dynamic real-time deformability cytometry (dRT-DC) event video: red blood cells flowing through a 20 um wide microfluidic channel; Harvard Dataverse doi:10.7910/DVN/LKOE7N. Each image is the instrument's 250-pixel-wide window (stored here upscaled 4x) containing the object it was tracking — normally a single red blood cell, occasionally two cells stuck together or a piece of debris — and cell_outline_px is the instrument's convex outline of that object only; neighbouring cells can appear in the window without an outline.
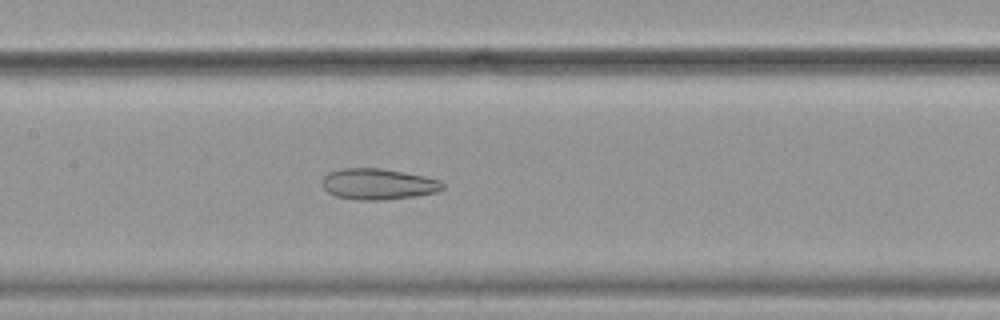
{"species": "common noctule bat (a hibernating species)", "species_latin": "Nyctalus noctula", "temperature_condition": "cold", "stored_images_in_passage": 55, "camera_frame_rate_fps": 3000, "um_per_image_px": 0.085, "animal": {"sex": "female", "body_mass_g": 19.9}, "frame": {"image": 1, "passage_image": 26, "time_ms": 8.333, "image_size_px": [1000, 320], "cell_outline_px": [[444, 188], [436, 192], [416, 196], [384, 200], [360, 200], [336, 196], [328, 192], [320, 184], [324, 176], [328, 172], [340, 168], [380, 168], [404, 172], [424, 176], [440, 180], [444, 184]], "centroid_in_image_um": [32.12, 15.64], "position_along_channel_um": 175.3, "area_um2": 21.91}}
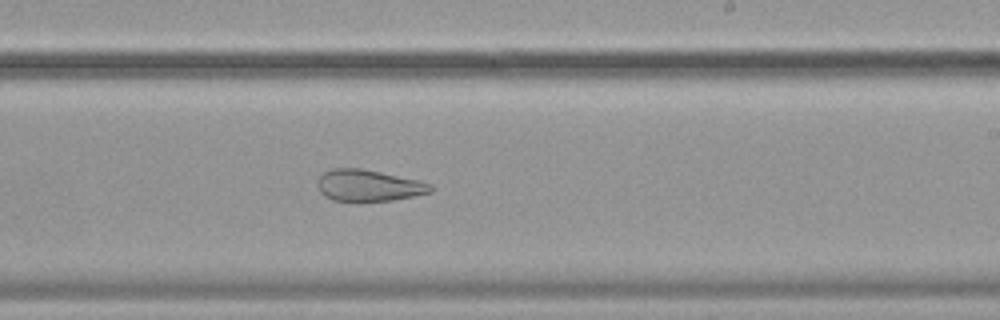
{"frame": {"image": 2, "passage_image": 33, "time_ms": 10.667, "image_size_px": [1000, 320], "cell_outline_px": [[432, 192], [392, 200], [356, 204], [352, 204], [332, 200], [324, 196], [320, 192], [316, 184], [320, 176], [324, 172], [332, 168], [360, 168], [380, 172], [416, 180], [432, 184]], "centroid_in_image_um": [31.25, 15.81], "position_along_channel_um": 257.7, "area_um2": 21.33}}
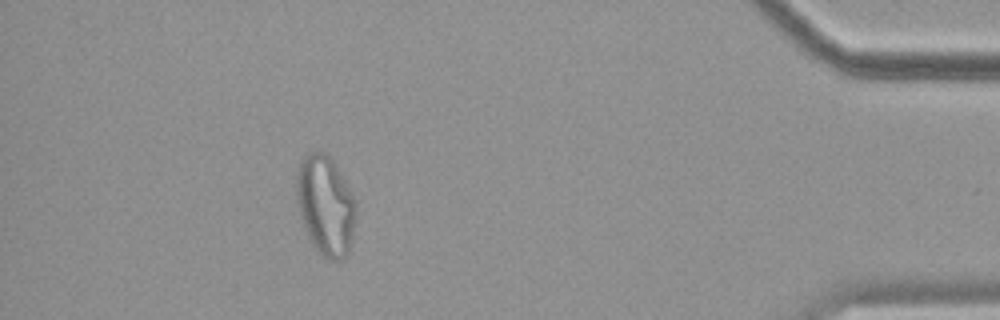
{"frame": {"image": 3, "passage_image": 50, "time_ms": 16.333, "image_size_px": [1000, 320], "cell_outline_px": [[356, 216], [352, 236], [348, 252], [344, 260], [328, 260], [312, 244], [308, 236], [300, 216], [296, 196], [296, 172], [300, 160], [308, 152], [324, 152], [336, 164], [352, 192], [356, 200]], "centroid_in_image_um": [27.67, 17.44], "position_along_channel_um": 407.5, "area_um2": 34.8}, "authors_computed_cell_mechanics": {"area_um2": 29.6514, "velocity_mm_per_s": 3.5586, "shape_relaxation_time_tau1_ms": null, "shape_relaxation_time_tau2_ms": 2.2546, "deformation_change_tau1": null, "deformation_change_tau2": 0.093}}